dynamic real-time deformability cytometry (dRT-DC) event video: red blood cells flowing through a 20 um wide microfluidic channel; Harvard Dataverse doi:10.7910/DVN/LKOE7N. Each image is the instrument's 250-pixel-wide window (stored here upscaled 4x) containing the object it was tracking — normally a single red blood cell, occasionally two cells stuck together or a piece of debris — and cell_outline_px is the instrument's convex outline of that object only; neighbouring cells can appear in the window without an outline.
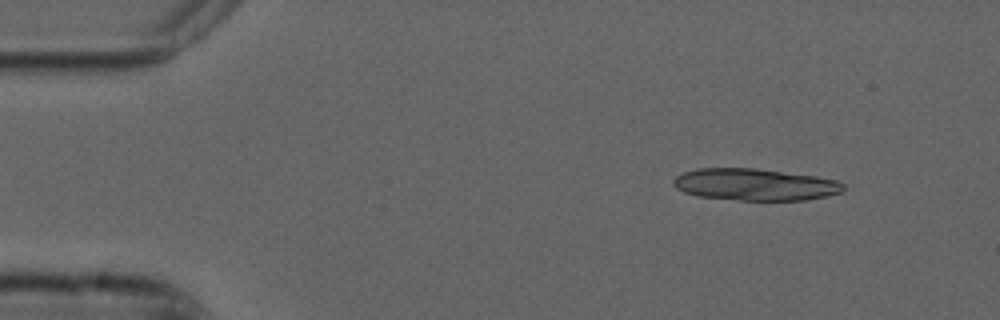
{"species": "common noctule bat (a hibernating species)", "species_latin": "Nyctalus noctula", "temperature_condition": "cold", "stored_images_in_passage": 51, "segment_of_instrument_passage": [1, 2], "camera_frame_rate_fps": 3000, "um_per_image_px": 0.085, "animal": {"sex": "male", "forearm_length_mm": 52.5}, "frame": {"image": 1, "passage_image": 3, "time_ms": 0.667, "image_size_px": [1000, 320], "cell_outline_px": [[844, 188], [840, 192], [824, 196], [804, 200], [740, 200], [696, 196], [684, 192], [676, 188], [672, 184], [672, 180], [676, 176], [684, 172], [696, 168], [756, 168], [816, 176], [836, 180], [844, 184]], "centroid_in_image_um": [64.12, 15.68], "position_along_channel_um": 20.9, "area_um2": 31.56}}